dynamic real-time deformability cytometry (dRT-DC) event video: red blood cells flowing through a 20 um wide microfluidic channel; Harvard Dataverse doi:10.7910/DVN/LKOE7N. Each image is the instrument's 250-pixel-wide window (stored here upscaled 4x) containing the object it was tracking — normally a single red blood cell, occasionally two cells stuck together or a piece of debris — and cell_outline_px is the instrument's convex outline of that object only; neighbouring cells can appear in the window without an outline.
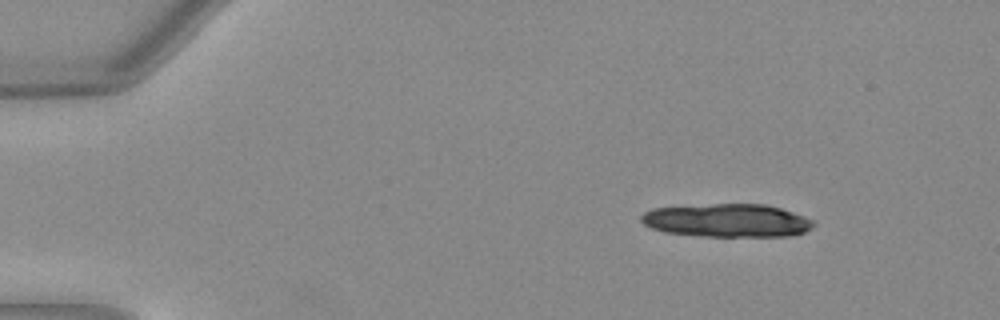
{"species": "Egyptian fruit bat (a non-hibernating species)", "species_latin": "Rousettus aegyptiacus", "temperature_condition": "warm", "stored_images_in_passage": 12, "camera_frame_rate_fps": 3000, "um_per_image_px": 0.085, "animal": {"sex": "female"}, "frame": {"image": 1, "passage_image": 6, "time_ms": 1.667, "image_size_px": [1000, 320], "cell_outline_px": [[816, 224], [812, 228], [804, 232], [788, 236], [704, 236], [664, 232], [652, 228], [644, 224], [640, 220], [640, 216], [644, 212], [652, 208], [712, 204], [764, 204], [780, 208], [792, 212], [812, 220]], "centroid_in_image_um": [61.79, 18.74], "position_along_channel_um": 23.2, "area_um2": 33.23}}